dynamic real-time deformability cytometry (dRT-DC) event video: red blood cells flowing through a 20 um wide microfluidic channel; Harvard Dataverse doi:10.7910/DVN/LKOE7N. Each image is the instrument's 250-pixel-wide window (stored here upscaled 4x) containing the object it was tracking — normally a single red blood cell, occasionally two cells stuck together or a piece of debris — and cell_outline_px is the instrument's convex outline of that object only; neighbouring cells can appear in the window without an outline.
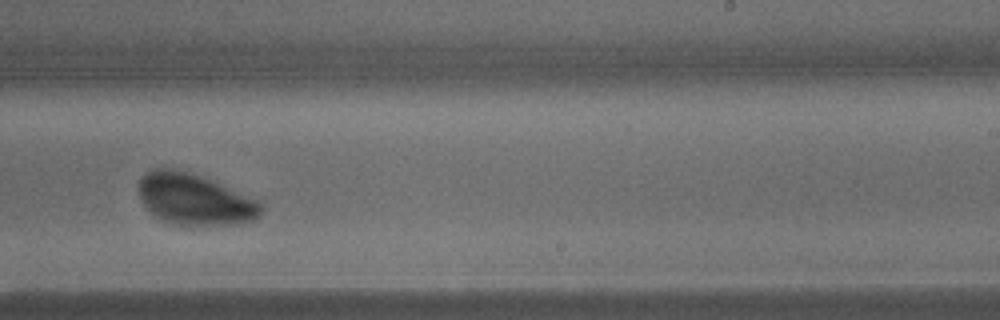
{"species": "common noctule bat (a hibernating species)", "species_latin": "Nyctalus noctula", "temperature_condition": "warm", "stored_images_in_passage": 29, "camera_frame_rate_fps": 3000, "um_per_image_px": 0.085, "animal": {"sex": "male", "body_mass_g": 15.6}, "frame": {"image": 1, "passage_image": 18, "time_ms": 5.667, "image_size_px": [1000, 320], "cell_outline_px": [[264, 208], [252, 220], [236, 224], [192, 228], [180, 228], [160, 220], [144, 204], [140, 196], [140, 180], [152, 168], [172, 168], [200, 176], [260, 200]], "centroid_in_image_um": [16.56, 17.01], "position_along_channel_um": 272.4, "area_um2": 36.93}}
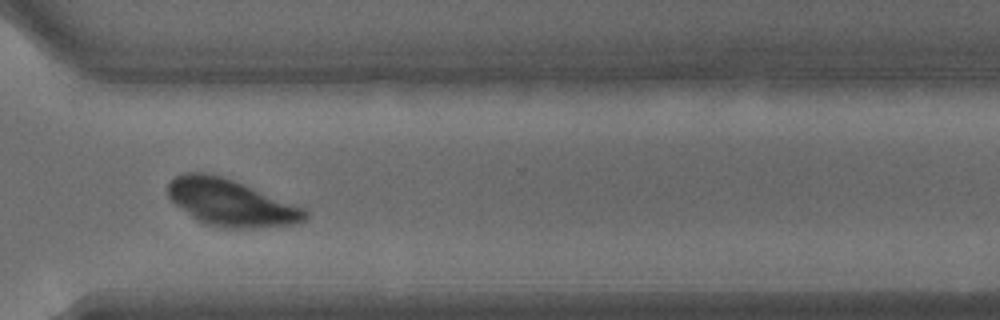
{"frame": {"image": 2, "passage_image": 22, "time_ms": 7.0, "image_size_px": [1000, 320], "cell_outline_px": [[308, 216], [300, 224], [264, 228], [228, 228], [208, 224], [192, 216], [176, 204], [168, 196], [168, 184], [176, 176], [184, 172], [204, 172], [220, 176], [232, 180], [304, 208], [308, 212]], "centroid_in_image_um": [19.66, 17.24], "position_along_channel_um": 350.9, "area_um2": 36.88}}